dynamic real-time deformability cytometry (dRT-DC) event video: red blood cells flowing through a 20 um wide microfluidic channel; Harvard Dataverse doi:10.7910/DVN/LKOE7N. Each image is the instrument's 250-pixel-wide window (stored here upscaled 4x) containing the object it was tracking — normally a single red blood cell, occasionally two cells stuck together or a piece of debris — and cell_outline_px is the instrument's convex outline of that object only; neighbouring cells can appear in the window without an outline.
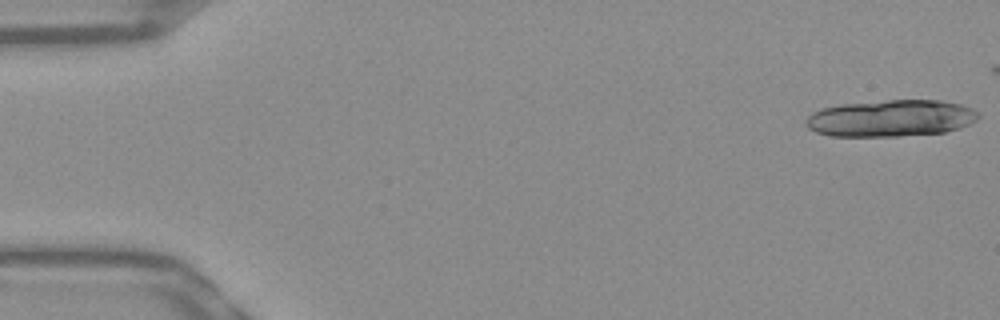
{"species": "Egyptian fruit bat (a non-hibernating species)", "species_latin": "Rousettus aegyptiacus", "temperature_condition": "warm", "stored_images_in_passage": 18, "camera_frame_rate_fps": 3000, "um_per_image_px": 0.085, "frame": {"image": 1, "passage_image": 1, "time_ms": 0.0, "image_size_px": [1000, 320], "cell_outline_px": [[980, 116], [972, 124], [960, 128], [944, 132], [900, 136], [828, 136], [816, 132], [808, 128], [804, 124], [804, 120], [812, 112], [824, 108], [840, 104], [888, 100], [940, 100], [960, 104], [972, 108], [980, 112]], "centroid_in_image_um": [75.73, 10.05], "position_along_channel_um": 9.3, "area_um2": 37.28}}